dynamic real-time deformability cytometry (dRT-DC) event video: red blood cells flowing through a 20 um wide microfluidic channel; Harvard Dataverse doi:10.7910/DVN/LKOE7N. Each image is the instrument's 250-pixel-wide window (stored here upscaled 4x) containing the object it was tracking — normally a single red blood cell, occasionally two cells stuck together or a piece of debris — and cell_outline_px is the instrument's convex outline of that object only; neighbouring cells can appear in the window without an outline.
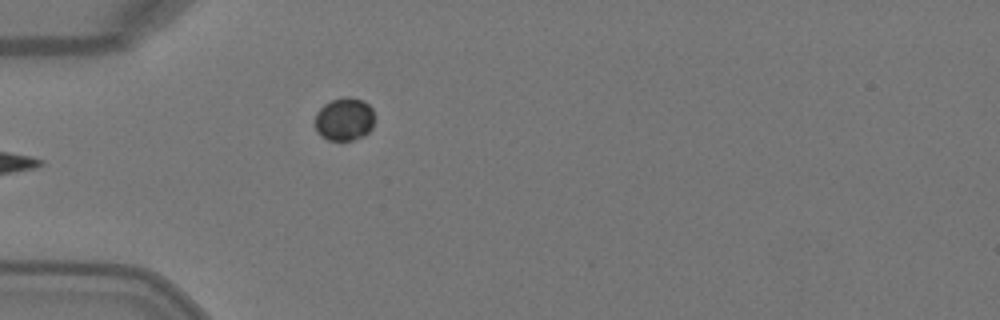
{"species": "Egyptian fruit bat (a non-hibernating species)", "species_latin": "Rousettus aegyptiacus", "temperature_condition": "warm", "stored_images_in_passage": 5, "camera_frame_rate_fps": 3000, "um_per_image_px": 0.085, "animal": {"sex": "female"}, "frame": {"image": 1, "passage_image": 5, "time_ms": 1.333, "image_size_px": [1000, 320], "cell_outline_px": [[372, 128], [364, 136], [352, 140], [328, 140], [320, 136], [316, 132], [316, 112], [324, 104], [332, 100], [348, 96], [364, 100], [372, 108]], "centroid_in_image_um": [29.25, 10.13], "position_along_channel_um": 55.7, "area_um2": 14.91}}